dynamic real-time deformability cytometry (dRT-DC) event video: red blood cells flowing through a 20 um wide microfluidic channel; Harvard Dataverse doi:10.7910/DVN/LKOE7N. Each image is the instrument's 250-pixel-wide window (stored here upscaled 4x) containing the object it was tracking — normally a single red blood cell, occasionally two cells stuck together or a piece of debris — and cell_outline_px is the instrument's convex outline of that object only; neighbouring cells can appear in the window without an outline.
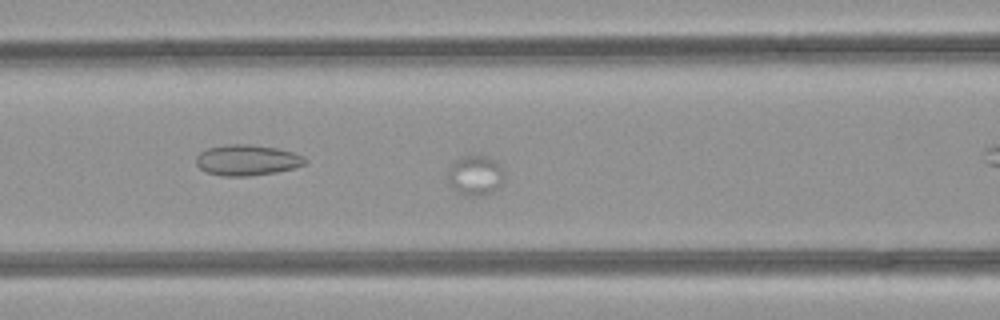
{"species": "common noctule bat (a hibernating species)", "species_latin": "Nyctalus noctula", "temperature_condition": "room temperature", "stored_images_in_passage": 43, "camera_frame_rate_fps": 3000, "um_per_image_px": 0.085, "animal": {"sex": "female", "body_mass_g": 21.9}, "frame": {"image": 1, "passage_image": 10, "time_ms": 3.0, "image_size_px": [1000, 320], "cell_outline_px": [[504, 184], [500, 188], [484, 196], [464, 196], [456, 192], [448, 184], [448, 172], [456, 160], [468, 156], [484, 156], [492, 160], [504, 172]], "centroid_in_image_um": [40.41, 14.99], "position_along_channel_um": 126.2, "area_um2": 13.12}}
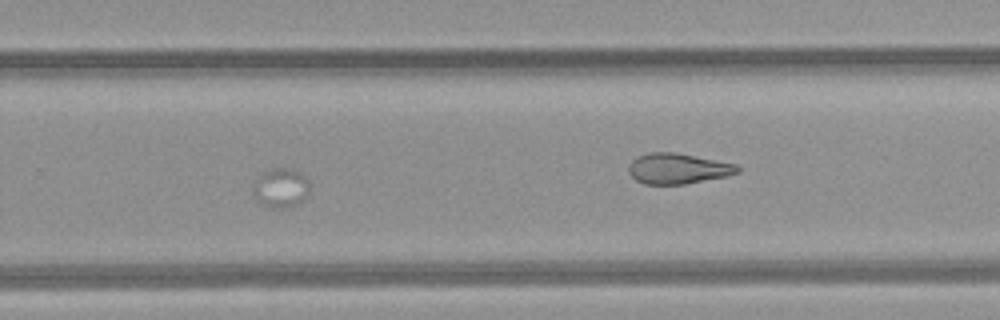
{"frame": {"image": 2, "passage_image": 24, "time_ms": 7.667, "image_size_px": [1000, 320], "cell_outline_px": [[308, 192], [304, 200], [300, 204], [284, 208], [268, 208], [260, 204], [252, 196], [252, 188], [256, 180], [264, 172], [272, 168], [288, 168], [300, 172], [308, 180]], "centroid_in_image_um": [23.84, 16.01], "position_along_channel_um": 306.0, "area_um2": 13.18}}
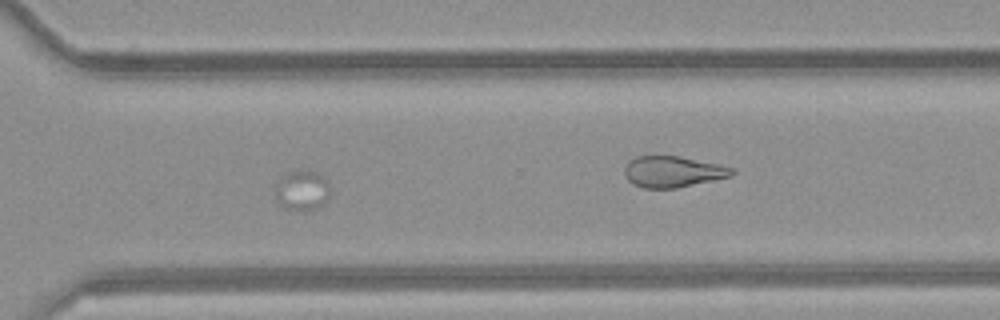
{"frame": {"image": 3, "passage_image": 27, "time_ms": 8.667, "image_size_px": [1000, 320], "cell_outline_px": [[332, 188], [328, 200], [324, 204], [316, 208], [300, 212], [284, 208], [276, 200], [276, 184], [288, 172], [312, 172], [324, 176], [328, 180]], "centroid_in_image_um": [25.74, 16.24], "position_along_channel_um": 344.9, "area_um2": 12.89}}